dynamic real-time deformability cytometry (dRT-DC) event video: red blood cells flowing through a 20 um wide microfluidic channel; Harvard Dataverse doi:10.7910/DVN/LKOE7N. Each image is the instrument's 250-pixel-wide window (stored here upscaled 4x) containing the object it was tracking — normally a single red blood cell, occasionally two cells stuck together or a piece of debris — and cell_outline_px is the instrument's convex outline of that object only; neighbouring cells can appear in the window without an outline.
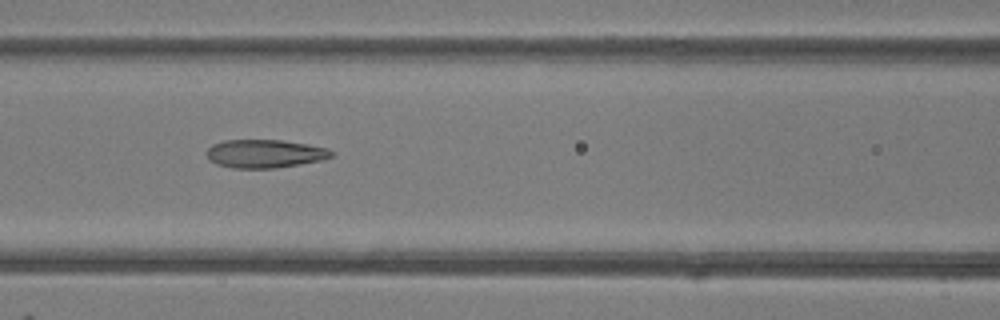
{"species": "common noctule bat (a hibernating species)", "species_latin": "Nyctalus noctula", "temperature_condition": "room temperature", "stored_images_in_passage": 6, "camera_frame_rate_fps": 3000, "um_per_image_px": 0.085, "animal": {"sex": "female"}, "frame": {"image": 1, "passage_image": 4, "time_ms": 3.333, "image_size_px": [1000, 320], "cell_outline_px": [[332, 156], [324, 160], [276, 168], [232, 168], [216, 164], [208, 160], [208, 148], [212, 144], [224, 140], [284, 140], [308, 144], [328, 148], [332, 152]], "centroid_in_image_um": [22.52, 13.06], "position_along_channel_um": 144.1, "area_um2": 20.69}}
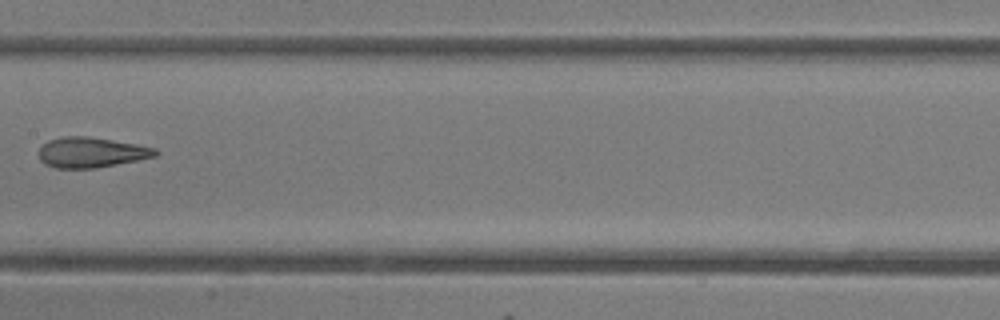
{"frame": {"image": 2, "passage_image": 5, "time_ms": 4.667, "image_size_px": [1000, 320], "cell_outline_px": [[160, 152], [156, 156], [96, 168], [56, 168], [44, 164], [40, 160], [40, 148], [48, 140], [64, 136], [88, 136], [136, 144], [156, 148]], "centroid_in_image_um": [7.75, 12.95], "position_along_channel_um": 199.6, "area_um2": 20.46}}
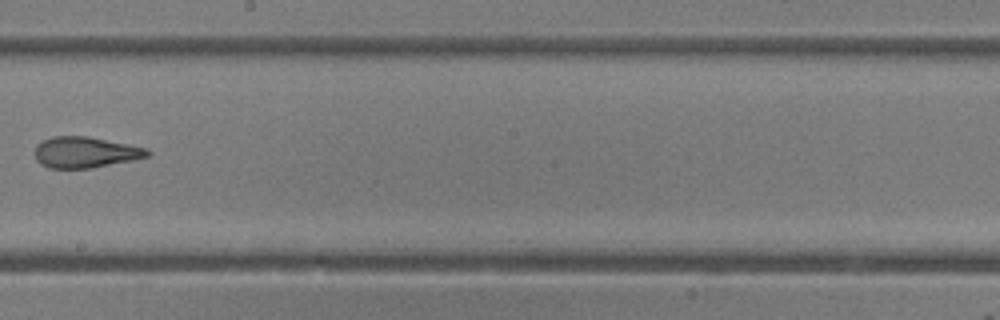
{"frame": {"image": 3, "passage_image": 6, "time_ms": 5.667, "image_size_px": [1000, 320], "cell_outline_px": [[152, 152], [148, 156], [132, 160], [92, 168], [48, 168], [40, 164], [36, 160], [36, 144], [52, 136], [88, 136], [148, 148]], "centroid_in_image_um": [7.25, 12.94], "position_along_channel_um": 240.9, "area_um2": 20.35}}